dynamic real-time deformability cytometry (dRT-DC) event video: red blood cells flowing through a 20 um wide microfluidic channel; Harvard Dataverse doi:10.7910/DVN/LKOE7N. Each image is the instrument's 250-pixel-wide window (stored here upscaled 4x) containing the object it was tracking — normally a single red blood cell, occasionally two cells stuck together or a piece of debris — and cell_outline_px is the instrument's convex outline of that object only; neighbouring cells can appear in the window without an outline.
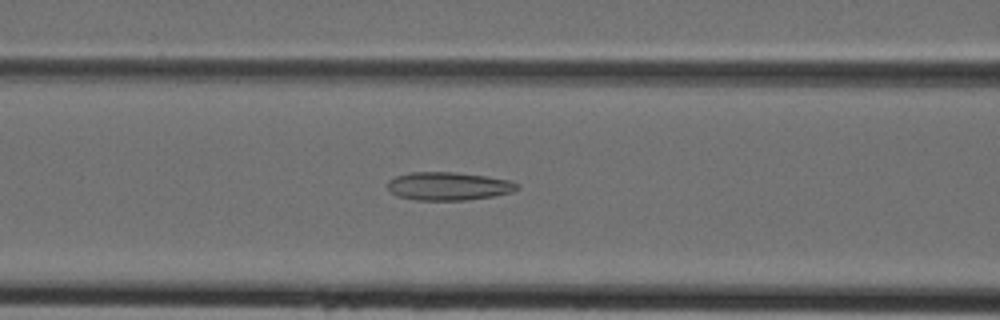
{"species": "Egyptian fruit bat (a non-hibernating species)", "species_latin": "Rousettus aegyptiacus", "temperature_condition": "cold", "stored_images_in_passage": 32, "camera_frame_rate_fps": 3000, "um_per_image_px": 0.085, "animal": {"sex": "female"}, "frame": {"image": 1, "passage_image": 9, "time_ms": 2.667, "image_size_px": [1000, 320], "cell_outline_px": [[520, 188], [512, 192], [492, 196], [468, 200], [416, 200], [396, 196], [388, 188], [388, 180], [396, 176], [412, 172], [456, 172], [488, 176], [508, 180], [520, 184]], "centroid_in_image_um": [38.14, 15.82], "position_along_channel_um": 128.5, "area_um2": 21.39}}
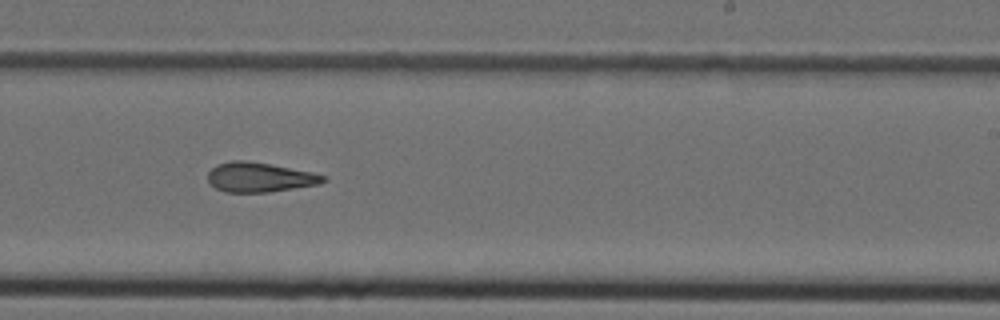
{"frame": {"image": 2, "passage_image": 18, "time_ms": 5.667, "image_size_px": [1000, 320], "cell_outline_px": [[328, 180], [320, 184], [268, 192], [224, 192], [216, 188], [208, 180], [208, 172], [216, 164], [232, 160], [244, 160], [272, 164], [312, 172], [328, 176]], "centroid_in_image_um": [22.1, 15.06], "position_along_channel_um": 266.9, "area_um2": 20.06}}
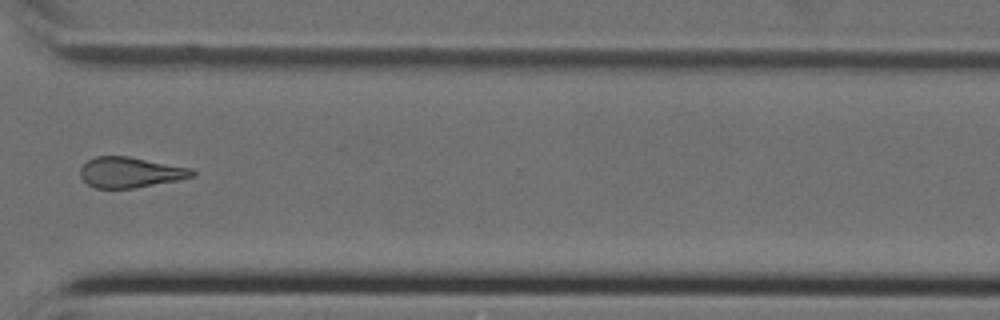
{"frame": {"image": 3, "passage_image": 24, "time_ms": 7.667, "image_size_px": [1000, 320], "cell_outline_px": [[196, 176], [180, 180], [136, 188], [96, 188], [88, 184], [80, 176], [80, 168], [88, 160], [96, 156], [128, 156], [192, 168], [196, 172]], "centroid_in_image_um": [11.12, 14.65], "position_along_channel_um": 359.5, "area_um2": 20.06}}